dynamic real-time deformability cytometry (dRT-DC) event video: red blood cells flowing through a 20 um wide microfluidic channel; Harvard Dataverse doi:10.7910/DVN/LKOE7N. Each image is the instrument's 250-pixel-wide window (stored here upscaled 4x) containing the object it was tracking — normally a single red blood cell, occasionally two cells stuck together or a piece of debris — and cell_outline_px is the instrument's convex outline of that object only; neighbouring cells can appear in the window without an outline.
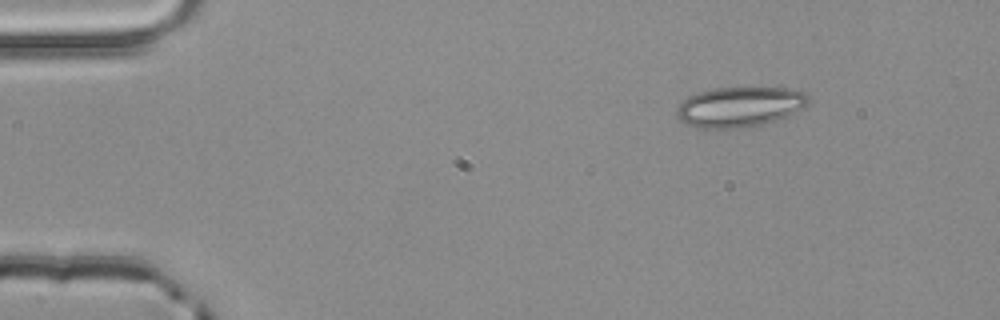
{"species": "common noctule bat (a hibernating species)", "species_latin": "Nyctalus noctula", "temperature_condition": "room temperature", "stored_images_in_passage": 3, "camera_frame_rate_fps": 3000, "um_per_image_px": 0.085, "animal": {"sex": "male", "body_mass_g": 20.4}, "frame": {"image": 1, "passage_image": 1, "time_ms": 0.0, "image_size_px": [1000, 320], "cell_outline_px": [[808, 104], [788, 116], [776, 120], [760, 124], [736, 128], [700, 128], [688, 124], [680, 120], [676, 116], [676, 108], [680, 100], [688, 96], [712, 88], [784, 88], [804, 92], [808, 96]], "centroid_in_image_um": [62.82, 9.08], "position_along_channel_um": 22.2, "area_um2": 30.63}}